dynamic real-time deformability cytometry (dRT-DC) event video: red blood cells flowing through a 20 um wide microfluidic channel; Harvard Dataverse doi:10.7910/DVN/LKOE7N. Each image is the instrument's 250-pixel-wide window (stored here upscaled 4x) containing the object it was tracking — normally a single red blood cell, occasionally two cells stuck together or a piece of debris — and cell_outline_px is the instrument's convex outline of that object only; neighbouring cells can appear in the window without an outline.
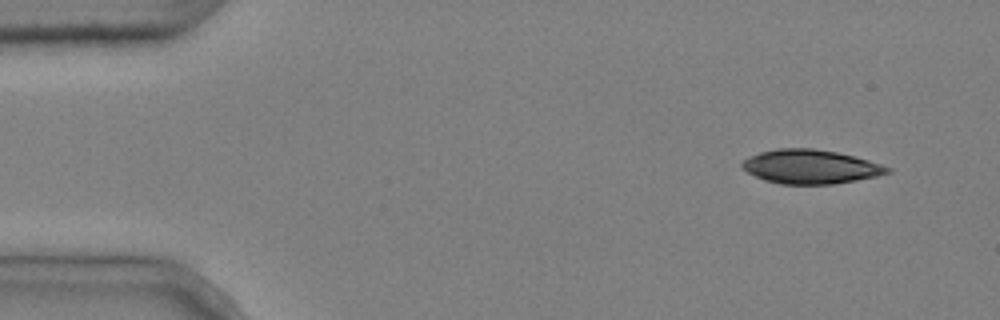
{"species": "common noctule bat (a hibernating species)", "species_latin": "Nyctalus noctula", "temperature_condition": "cold", "stored_images_in_passage": 3, "camera_frame_rate_fps": 3000, "um_per_image_px": 0.085, "animal": {"sex": "male", "body_mass_g": 20.4}, "frame": {"image": 1, "passage_image": 1, "time_ms": 0.0, "image_size_px": [1000, 320], "cell_outline_px": [[892, 172], [876, 176], [856, 180], [832, 184], [780, 184], [764, 180], [748, 172], [740, 164], [748, 156], [760, 152], [776, 148], [812, 148], [836, 152], [868, 160], [892, 168]], "centroid_in_image_um": [68.88, 14.17], "position_along_channel_um": 16.1, "area_um2": 28.67}}
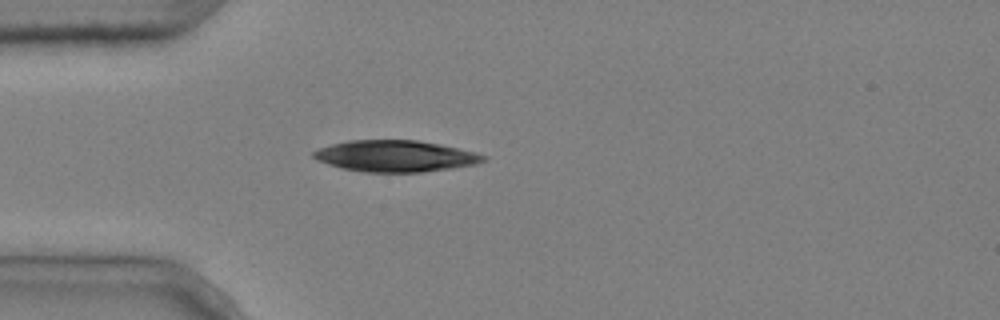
{"frame": {"image": 2, "passage_image": 3, "time_ms": 0.667, "image_size_px": [1000, 320], "cell_outline_px": [[488, 156], [484, 160], [472, 164], [452, 168], [420, 172], [364, 172], [340, 168], [316, 160], [312, 156], [312, 152], [320, 148], [332, 144], [348, 140], [416, 140], [440, 144]], "centroid_in_image_um": [33.53, 13.26], "position_along_channel_um": 51.5, "area_um2": 30.81}}